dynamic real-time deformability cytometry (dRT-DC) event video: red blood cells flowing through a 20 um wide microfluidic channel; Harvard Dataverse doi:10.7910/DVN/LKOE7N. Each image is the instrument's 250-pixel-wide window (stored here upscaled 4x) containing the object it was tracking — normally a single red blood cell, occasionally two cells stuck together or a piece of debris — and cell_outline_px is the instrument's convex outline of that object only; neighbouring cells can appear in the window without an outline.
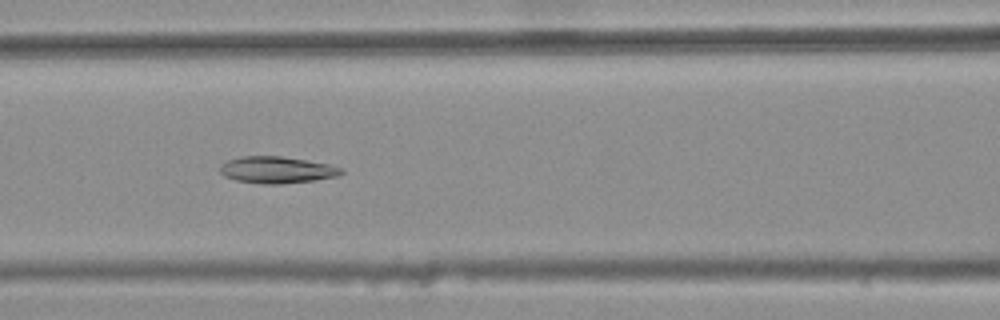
{"species": "common noctule bat (a hibernating species)", "species_latin": "Nyctalus noctula", "temperature_condition": "warm", "stored_images_in_passage": 39, "camera_frame_rate_fps": 3000, "um_per_image_px": 0.085, "animal": {"sex": "female", "body_mass_g": 25.1}, "frame": {"image": 1, "passage_image": 16, "time_ms": 5.0, "image_size_px": [1000, 320], "cell_outline_px": [[344, 172], [340, 176], [316, 180], [280, 184], [264, 184], [236, 180], [224, 176], [220, 172], [220, 164], [228, 160], [240, 156], [280, 156], [332, 164], [344, 168]], "centroid_in_image_um": [23.58, 14.44], "position_along_channel_um": 143.0, "area_um2": 19.13}}
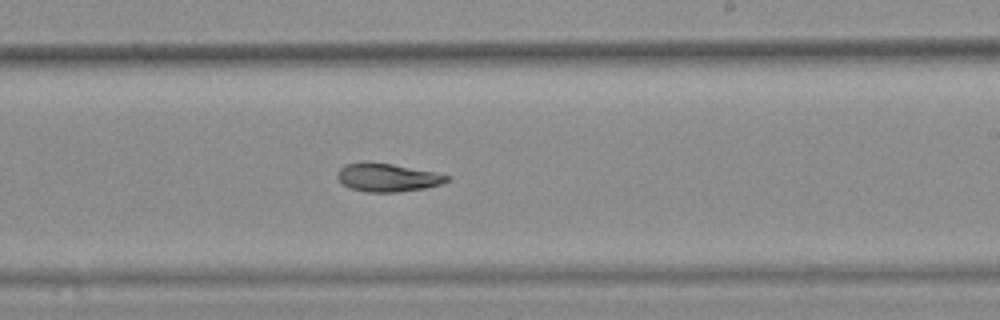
{"frame": {"image": 2, "passage_image": 25, "time_ms": 8.0, "image_size_px": [1000, 320], "cell_outline_px": [[448, 180], [440, 184], [424, 188], [396, 192], [368, 192], [352, 188], [344, 184], [336, 176], [336, 172], [344, 164], [364, 160], [368, 160], [392, 164], [436, 172], [448, 176]], "centroid_in_image_um": [32.87, 15.05], "position_along_channel_um": 256.1, "area_um2": 18.09}}
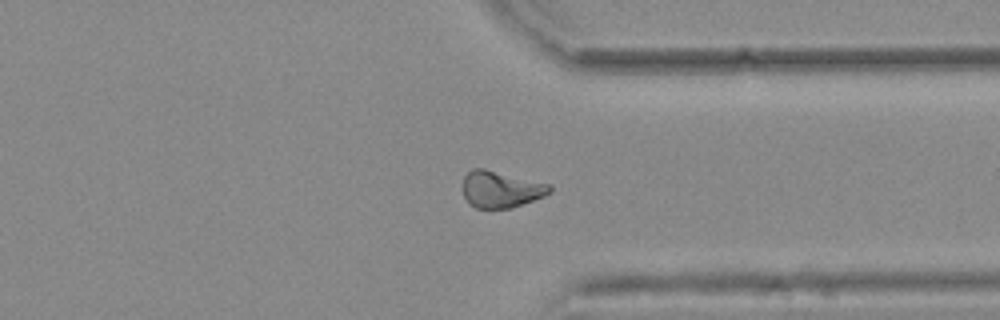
{"frame": {"image": 3, "passage_image": 34, "time_ms": 11.0, "image_size_px": [1000, 320], "cell_outline_px": [[552, 192], [544, 196], [512, 208], [476, 208], [468, 204], [464, 196], [464, 176], [472, 168], [484, 168], [552, 184]], "centroid_in_image_um": [42.6, 16.09], "position_along_channel_um": 368.8, "area_um2": 18.73}}